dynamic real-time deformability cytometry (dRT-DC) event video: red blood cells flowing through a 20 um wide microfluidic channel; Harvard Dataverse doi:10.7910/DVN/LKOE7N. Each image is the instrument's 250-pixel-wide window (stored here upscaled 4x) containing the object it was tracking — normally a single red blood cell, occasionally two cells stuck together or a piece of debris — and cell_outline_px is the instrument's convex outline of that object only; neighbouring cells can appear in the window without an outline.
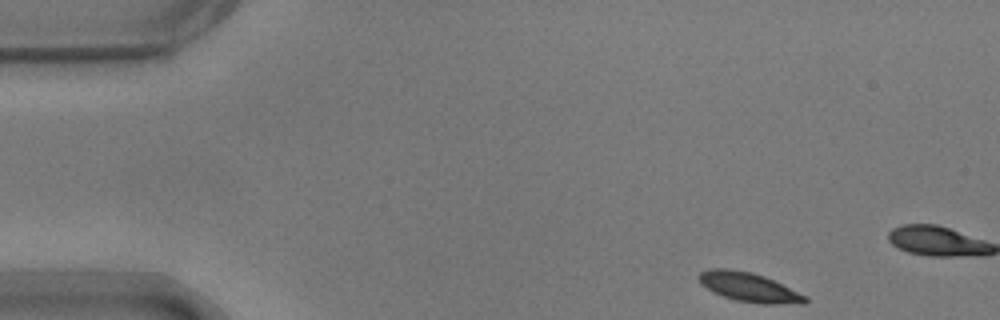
{"species": "common noctule bat (a hibernating species)", "species_latin": "Nyctalus noctula", "temperature_condition": "warm", "stored_images_in_passage": 10, "camera_frame_rate_fps": 3000, "um_per_image_px": 0.085, "animal": {"sex": "male", "body_mass_g": 17.9}, "frame": {"image": 1, "passage_image": 1, "time_ms": 0.0, "image_size_px": [1000, 320], "cell_outline_px": [[808, 300], [804, 304], [760, 304], [736, 300], [712, 292], [700, 284], [696, 276], [700, 272], [708, 268], [732, 268], [752, 272], [764, 276], [808, 296]], "centroid_in_image_um": [63.64, 24.4], "position_along_channel_um": 21.4, "area_um2": 18.44}}